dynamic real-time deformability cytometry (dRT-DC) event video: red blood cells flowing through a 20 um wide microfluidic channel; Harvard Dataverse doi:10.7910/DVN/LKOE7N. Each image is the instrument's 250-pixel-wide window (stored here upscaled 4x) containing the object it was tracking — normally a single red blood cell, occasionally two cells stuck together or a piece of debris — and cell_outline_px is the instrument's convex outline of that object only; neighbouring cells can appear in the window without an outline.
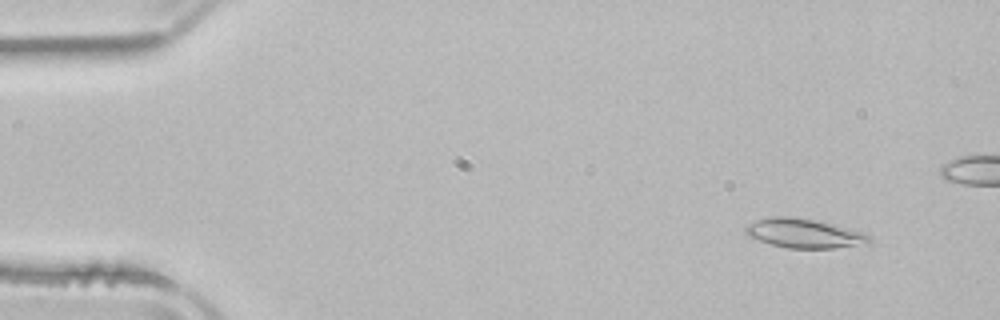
{"species": "common noctule bat (a hibernating species)", "species_latin": "Nyctalus noctula", "temperature_condition": "room temperature", "stored_images_in_passage": 7, "camera_frame_rate_fps": 3000, "um_per_image_px": 0.085, "animal": {"sex": "male", "body_mass_g": 21.5, "forearm_length_mm": 52.0}, "frame": {"image": 1, "passage_image": 2, "time_ms": 1.0, "image_size_px": [1000, 320], "cell_outline_px": [[872, 244], [832, 248], [788, 248], [772, 244], [748, 236], [744, 232], [744, 224], [768, 216], [788, 216], [820, 220], [836, 224], [864, 232], [872, 236]], "centroid_in_image_um": [68.4, 19.82], "position_along_channel_um": 16.6, "area_um2": 21.68}}
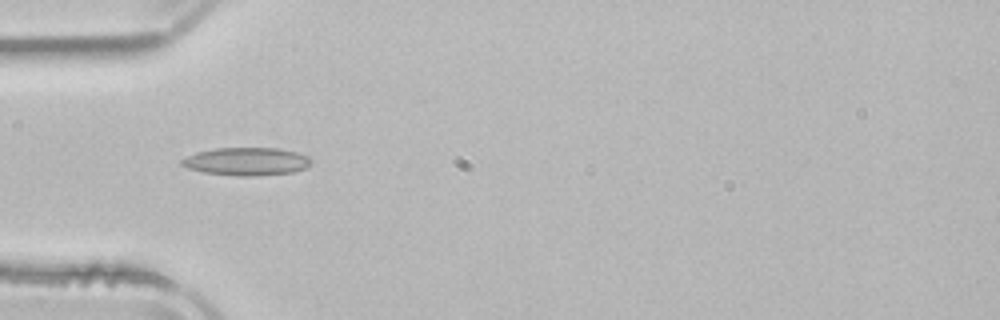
{"frame": {"image": 2, "passage_image": 6, "time_ms": 7.333, "image_size_px": [1000, 320], "cell_outline_px": [[312, 160], [304, 168], [292, 172], [256, 176], [236, 176], [204, 172], [188, 168], [180, 164], [180, 160], [196, 152], [216, 148], [276, 148], [296, 152], [308, 156]], "centroid_in_image_um": [20.93, 13.72], "position_along_channel_um": 64.1, "area_um2": 20.92}}
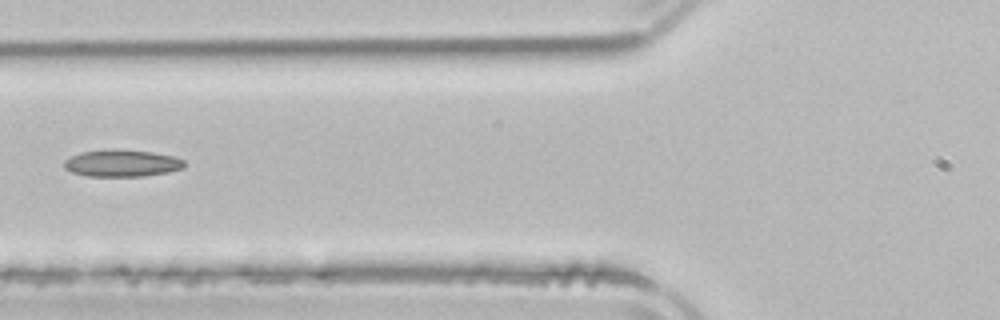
{"frame": {"image": 3, "passage_image": 7, "time_ms": 8.667, "image_size_px": [1000, 320], "cell_outline_px": [[184, 168], [168, 172], [144, 176], [88, 176], [72, 172], [64, 168], [64, 160], [80, 152], [152, 152], [172, 156], [184, 160]], "centroid_in_image_um": [10.38, 13.92], "position_along_channel_um": 115.4, "area_um2": 17.92}}